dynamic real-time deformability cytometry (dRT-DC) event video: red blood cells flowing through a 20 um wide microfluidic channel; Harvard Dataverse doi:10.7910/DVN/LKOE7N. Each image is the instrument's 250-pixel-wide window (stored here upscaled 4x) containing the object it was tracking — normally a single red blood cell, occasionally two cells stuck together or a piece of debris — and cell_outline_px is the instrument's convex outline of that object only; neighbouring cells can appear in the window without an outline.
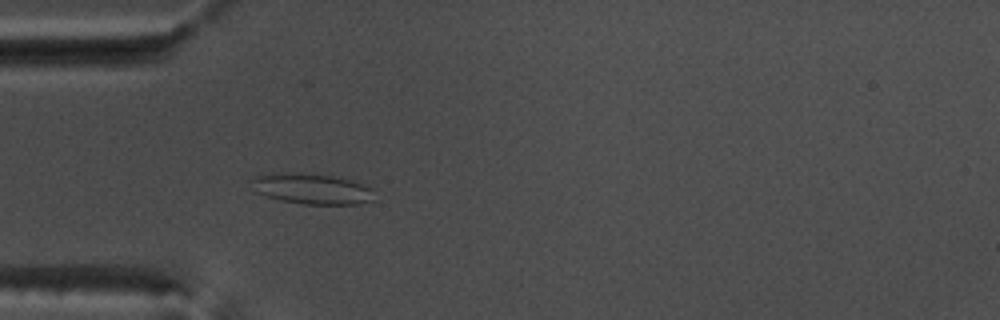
{"species": "common noctule bat (a hibernating species)", "species_latin": "Nyctalus noctula", "temperature_condition": "warm", "stored_images_in_passage": 51, "camera_frame_rate_fps": 3000, "um_per_image_px": 0.085, "animal": {"sex": "male", "body_mass_g": 17.5, "forearm_length_mm": 52.3}, "frame": {"image": 1, "passage_image": 14, "time_ms": 4.333, "image_size_px": [1000, 320], "cell_outline_px": [[376, 200], [356, 204], [304, 204], [280, 200], [252, 192], [248, 180], [252, 176], [272, 172], [296, 172], [332, 176], [352, 180], [372, 188]], "centroid_in_image_um": [26.4, 16.03], "position_along_channel_um": 58.6, "area_um2": 22.6}}
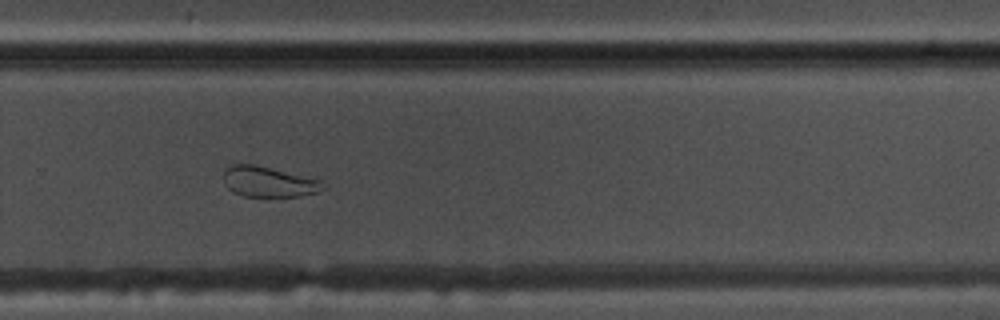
{"frame": {"image": 2, "passage_image": 34, "time_ms": 11.0, "image_size_px": [1000, 320], "cell_outline_px": [[328, 188], [316, 192], [300, 196], [244, 196], [232, 192], [224, 184], [224, 172], [232, 164], [256, 164], [320, 180], [328, 184]], "centroid_in_image_um": [22.86, 15.45], "position_along_channel_um": 306.9, "area_um2": 17.69}}
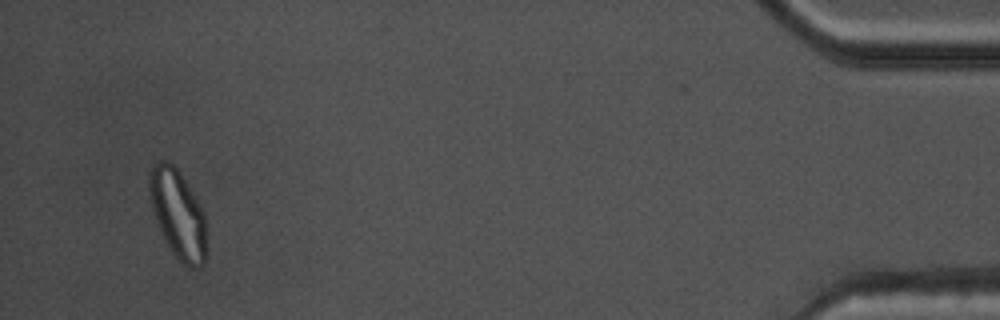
{"frame": {"image": 3, "passage_image": 49, "time_ms": 16.0, "image_size_px": [1000, 320], "cell_outline_px": [[204, 264], [200, 268], [188, 268], [172, 252], [160, 228], [152, 208], [148, 188], [148, 172], [152, 164], [160, 160], [168, 160], [176, 168], [200, 204], [204, 212]], "centroid_in_image_um": [15.08, 18.14], "position_along_channel_um": 420.1, "area_um2": 28.9}, "authors_computed_cell_mechanics": {"area_um2": 23.0044, "velocity_mm_per_s": 3.7964, "shape_relaxation_time_tau1_ms": null, "shape_relaxation_time_tau2_ms": 2.7303, "deformation_change_tau1": null, "deformation_change_tau2": 0.0885}}